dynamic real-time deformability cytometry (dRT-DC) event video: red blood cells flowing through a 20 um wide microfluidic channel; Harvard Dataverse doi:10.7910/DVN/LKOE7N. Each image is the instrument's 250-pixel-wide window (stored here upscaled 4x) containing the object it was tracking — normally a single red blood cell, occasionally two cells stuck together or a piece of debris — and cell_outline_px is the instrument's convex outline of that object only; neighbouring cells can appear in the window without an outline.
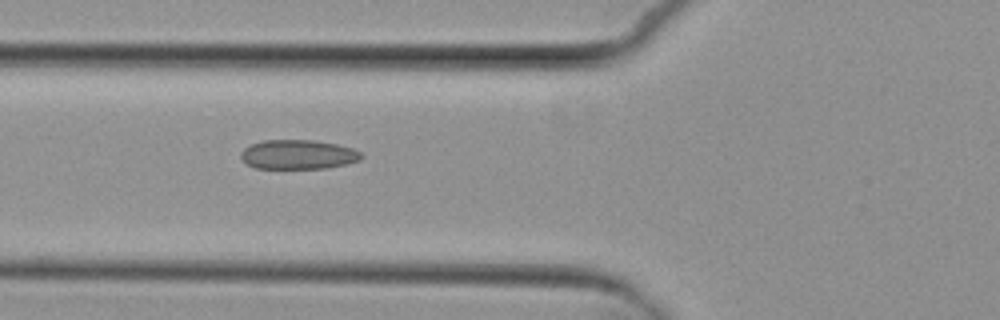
{"species": "common noctule bat (a hibernating species)", "species_latin": "Nyctalus noctula", "temperature_condition": "cold", "stored_images_in_passage": 8, "camera_frame_rate_fps": 3000, "um_per_image_px": 0.085, "animal": {"sex": "female", "body_mass_g": 29.2, "forearm_length_mm": 56.3}, "frame": {"image": 1, "passage_image": 5, "time_ms": 5.667, "image_size_px": [1000, 320], "cell_outline_px": [[364, 156], [360, 160], [348, 164], [328, 168], [256, 168], [248, 164], [240, 156], [240, 152], [244, 148], [252, 144], [264, 140], [312, 140], [336, 144], [352, 148], [360, 152]], "centroid_in_image_um": [25.37, 13.13], "position_along_channel_um": 100.4, "area_um2": 20.58}}
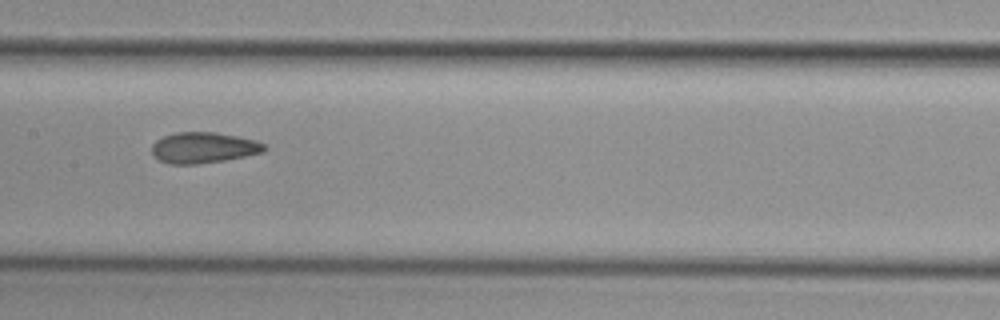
{"frame": {"image": 2, "passage_image": 7, "time_ms": 8.0, "image_size_px": [1000, 320], "cell_outline_px": [[268, 148], [264, 152], [224, 160], [196, 164], [168, 164], [152, 156], [152, 144], [156, 140], [164, 136], [176, 132], [216, 132], [256, 140], [264, 144]], "centroid_in_image_um": [17.28, 12.55], "position_along_channel_um": 190.1, "area_um2": 20.29}}
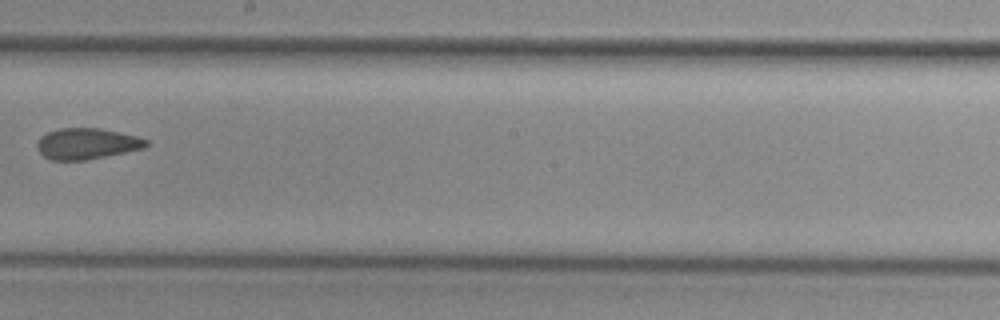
{"frame": {"image": 3, "passage_image": 8, "time_ms": 9.333, "image_size_px": [1000, 320], "cell_outline_px": [[148, 144], [144, 148], [84, 160], [52, 160], [44, 156], [36, 148], [36, 144], [40, 136], [48, 132], [60, 128], [100, 128], [136, 136], [148, 140]], "centroid_in_image_um": [7.34, 12.2], "position_along_channel_um": 240.9, "area_um2": 19.54}}